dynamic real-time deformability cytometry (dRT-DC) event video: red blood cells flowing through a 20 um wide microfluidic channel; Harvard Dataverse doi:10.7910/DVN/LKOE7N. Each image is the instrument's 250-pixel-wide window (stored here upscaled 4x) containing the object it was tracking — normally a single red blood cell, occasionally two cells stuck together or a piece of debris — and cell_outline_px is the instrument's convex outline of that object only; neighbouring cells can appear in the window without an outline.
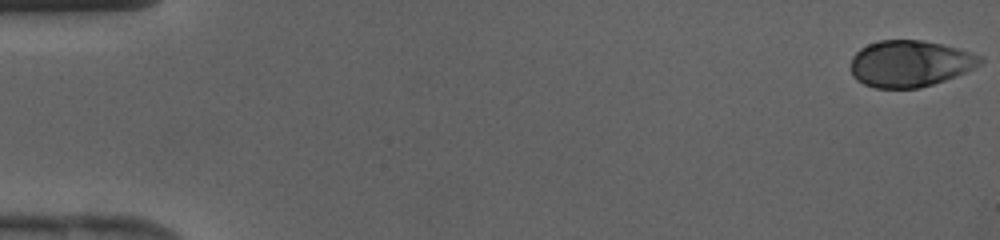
{"species": "human", "species_latin": "Homo sapiens", "temperature_condition": "cold", "stored_images_in_passage": 43, "camera_frame_rate_fps": 3000, "um_per_image_px": 0.085, "donor": {"sex": "female"}, "frame": {"image": 1, "passage_image": 1, "time_ms": 0.0, "image_size_px": [1000, 240], "cell_outline_px": [[984, 60], [980, 64], [956, 76], [920, 88], [876, 88], [864, 84], [856, 80], [852, 76], [852, 56], [860, 48], [868, 44], [880, 40], [924, 40], [956, 48], [984, 56]], "centroid_in_image_um": [77.33, 5.4], "position_along_channel_um": 7.7, "area_um2": 34.97}}
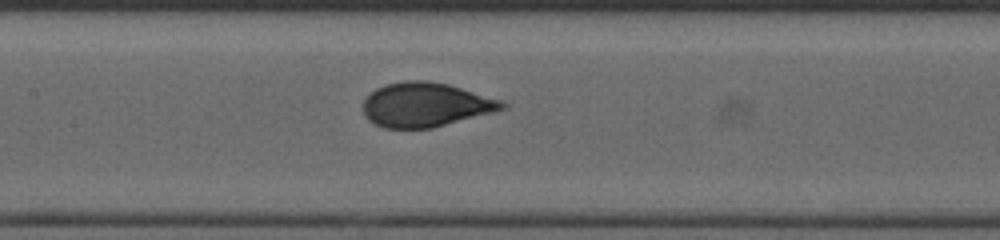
{"frame": {"image": 2, "passage_image": 21, "time_ms": 6.667, "image_size_px": [1000, 240], "cell_outline_px": [[508, 108], [496, 112], [432, 128], [384, 128], [368, 120], [364, 116], [364, 100], [376, 88], [388, 84], [404, 80], [428, 80], [448, 84], [504, 100], [508, 104]], "centroid_in_image_um": [36.24, 8.9], "position_along_channel_um": 171.2, "area_um2": 36.18}}
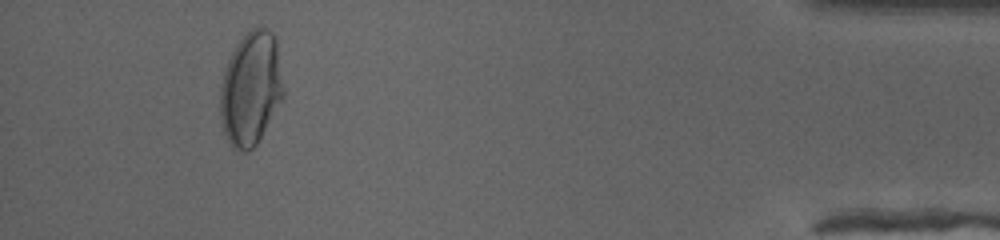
{"frame": {"image": 3, "passage_image": 40, "time_ms": 13.0, "image_size_px": [1000, 240], "cell_outline_px": [[284, 96], [256, 144], [248, 152], [240, 152], [232, 148], [224, 132], [220, 116], [220, 88], [224, 72], [228, 60], [236, 44], [252, 28], [268, 28], [272, 32], [276, 40], [284, 88]], "centroid_in_image_um": [21.32, 7.55], "position_along_channel_um": 413.9, "area_um2": 41.73}}